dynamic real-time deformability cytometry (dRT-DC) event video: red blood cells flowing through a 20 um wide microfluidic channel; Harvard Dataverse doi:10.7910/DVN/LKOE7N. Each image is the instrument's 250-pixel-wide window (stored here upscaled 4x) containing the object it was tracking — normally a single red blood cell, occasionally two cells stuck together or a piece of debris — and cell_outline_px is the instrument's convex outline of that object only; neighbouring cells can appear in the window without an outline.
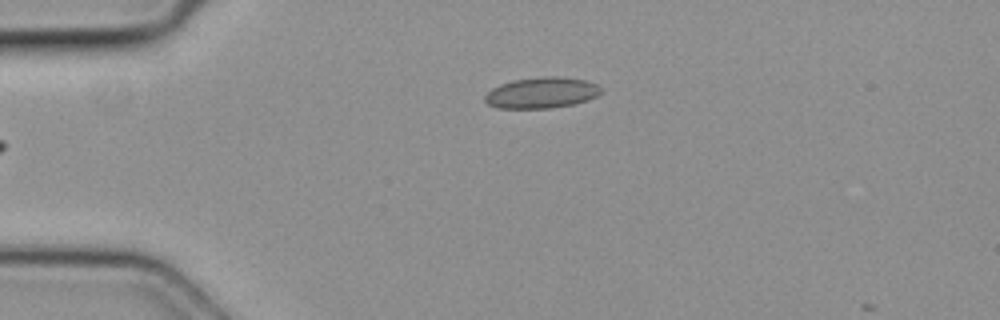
{"species": "common noctule bat (a hibernating species)", "species_latin": "Nyctalus noctula", "temperature_condition": "cold", "stored_images_in_passage": 3, "camera_frame_rate_fps": 3000, "um_per_image_px": 0.085, "animal": {"sex": "female", "body_mass_g": 19.3, "forearm_length_mm": 54.1}, "frame": {"image": 1, "passage_image": 3, "time_ms": 0.667, "image_size_px": [1000, 320], "cell_outline_px": [[604, 92], [588, 100], [572, 104], [548, 108], [496, 108], [488, 104], [484, 100], [484, 96], [492, 88], [500, 84], [512, 80], [544, 76], [556, 76], [588, 80], [596, 84]], "centroid_in_image_um": [46.03, 7.87], "position_along_channel_um": 39.0, "area_um2": 21.04}}